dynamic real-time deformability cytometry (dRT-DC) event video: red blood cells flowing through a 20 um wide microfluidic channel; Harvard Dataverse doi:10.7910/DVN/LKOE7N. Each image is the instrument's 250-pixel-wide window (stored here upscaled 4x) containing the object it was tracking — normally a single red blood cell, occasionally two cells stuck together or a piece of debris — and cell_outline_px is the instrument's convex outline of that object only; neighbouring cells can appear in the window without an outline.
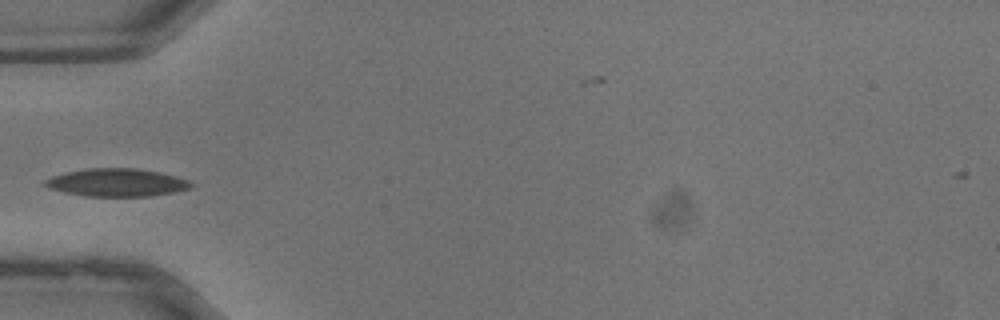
{"species": "common noctule bat (a hibernating species)", "species_latin": "Nyctalus noctula", "temperature_condition": "warm", "stored_images_in_passage": 21, "camera_frame_rate_fps": 3000, "um_per_image_px": 0.085, "animal": {"sex": "male", "body_mass_g": 13.3}, "frame": {"image": 1, "passage_image": 1, "time_ms": 0.0, "image_size_px": [1000, 320], "cell_outline_px": [[192, 188], [172, 192], [148, 196], [84, 196], [64, 192], [48, 188], [44, 184], [44, 180], [52, 176], [64, 172], [88, 168], [136, 168], [160, 172], [176, 176], [188, 180], [192, 184]], "centroid_in_image_um": [9.89, 15.51], "position_along_channel_um": 75.1, "area_um2": 23.7}}
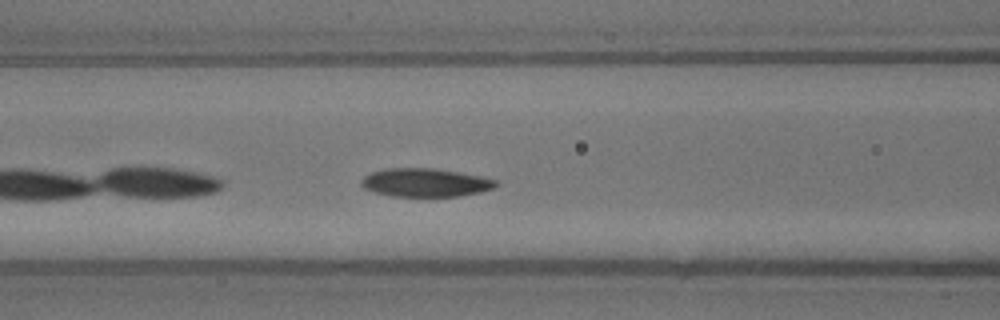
{"frame": {"image": 2, "passage_image": 4, "time_ms": 1.0, "image_size_px": [1000, 320], "cell_outline_px": [[496, 184], [492, 188], [480, 192], [456, 196], [392, 196], [376, 192], [364, 188], [360, 184], [360, 180], [364, 176], [372, 172], [384, 168], [432, 168], [480, 176], [496, 180]], "centroid_in_image_um": [36.09, 15.51], "position_along_channel_um": 130.5, "area_um2": 21.96}}
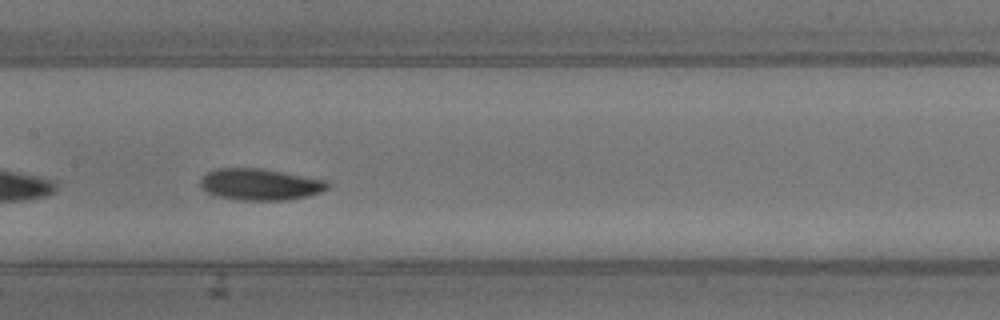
{"frame": {"image": 3, "passage_image": 7, "time_ms": 2.0, "image_size_px": [1000, 320], "cell_outline_px": [[332, 184], [328, 188], [320, 192], [308, 196], [288, 200], [240, 200], [216, 196], [200, 188], [200, 180], [208, 172], [216, 168], [264, 168], [328, 180]], "centroid_in_image_um": [22.15, 15.67], "position_along_channel_um": 185.3, "area_um2": 23.7}}